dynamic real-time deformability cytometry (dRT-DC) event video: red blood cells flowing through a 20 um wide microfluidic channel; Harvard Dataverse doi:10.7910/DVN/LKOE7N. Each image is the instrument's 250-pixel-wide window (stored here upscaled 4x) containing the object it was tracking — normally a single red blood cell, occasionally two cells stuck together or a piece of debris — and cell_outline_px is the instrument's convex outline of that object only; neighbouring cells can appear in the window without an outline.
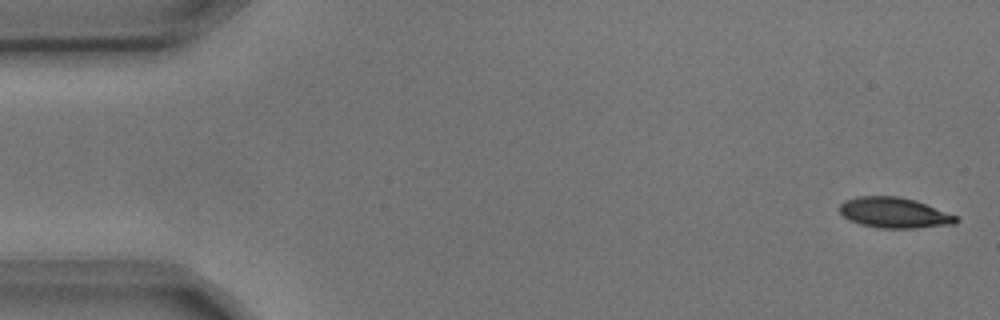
{"species": "common noctule bat (a hibernating species)", "species_latin": "Nyctalus noctula", "temperature_condition": "cold", "stored_images_in_passage": 3, "camera_frame_rate_fps": 3000, "um_per_image_px": 0.085, "animal": {"sex": "male", "body_mass_g": 17.9, "forearm_length_mm": 54.2}, "frame": {"image": 1, "passage_image": 1, "time_ms": 0.0, "image_size_px": [1000, 320], "cell_outline_px": [[960, 220], [956, 224], [916, 228], [880, 228], [860, 224], [844, 216], [840, 212], [840, 204], [844, 200], [860, 196], [900, 196], [916, 200], [960, 216]], "centroid_in_image_um": [76.09, 18.08], "position_along_channel_um": 8.9, "area_um2": 20.92}}